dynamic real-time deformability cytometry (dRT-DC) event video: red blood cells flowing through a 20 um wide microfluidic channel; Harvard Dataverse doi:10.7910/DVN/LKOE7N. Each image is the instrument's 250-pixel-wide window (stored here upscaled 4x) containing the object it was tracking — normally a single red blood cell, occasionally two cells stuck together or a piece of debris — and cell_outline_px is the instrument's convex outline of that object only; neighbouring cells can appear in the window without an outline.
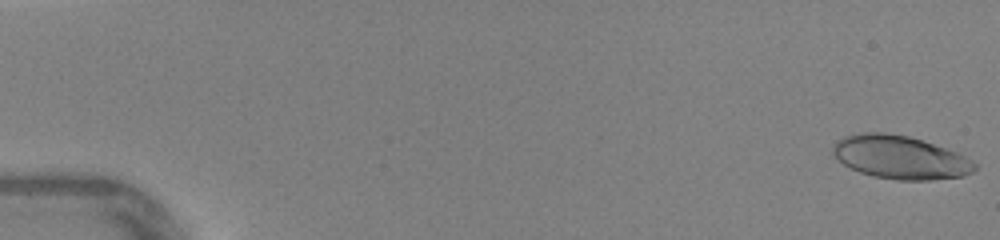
{"species": "human", "species_latin": "Homo sapiens", "temperature_condition": "warm", "stored_images_in_passage": 46, "camera_frame_rate_fps": 3000, "um_per_image_px": 0.085, "donor": {"sex": "female"}, "frame": {"image": 1, "passage_image": 1, "time_ms": 0.0, "image_size_px": [1000, 240], "cell_outline_px": [[976, 168], [972, 172], [964, 176], [928, 180], [896, 180], [872, 176], [860, 172], [844, 164], [832, 152], [832, 148], [836, 140], [844, 136], [864, 132], [884, 132], [908, 136], [956, 152], [972, 160], [976, 164]], "centroid_in_image_um": [76.5, 13.37], "position_along_channel_um": 8.5, "area_um2": 35.49}}
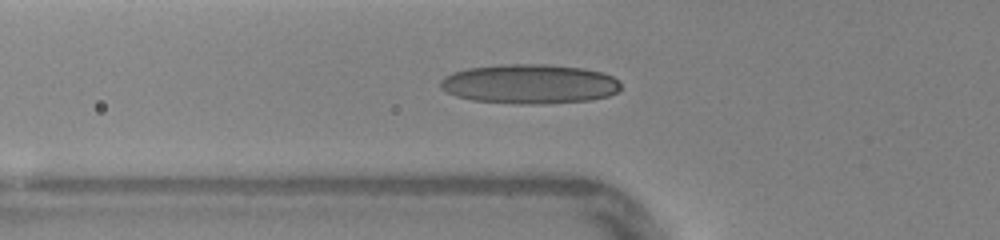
{"frame": {"image": 2, "passage_image": 17, "time_ms": 5.333, "image_size_px": [1000, 240], "cell_outline_px": [[620, 88], [616, 92], [608, 96], [588, 100], [540, 104], [520, 104], [472, 100], [456, 96], [444, 92], [440, 88], [440, 80], [444, 76], [452, 72], [468, 68], [500, 64], [544, 64], [584, 68], [600, 72], [612, 76], [620, 80]], "centroid_in_image_um": [44.97, 7.13], "position_along_channel_um": 80.8, "area_um2": 41.73}}
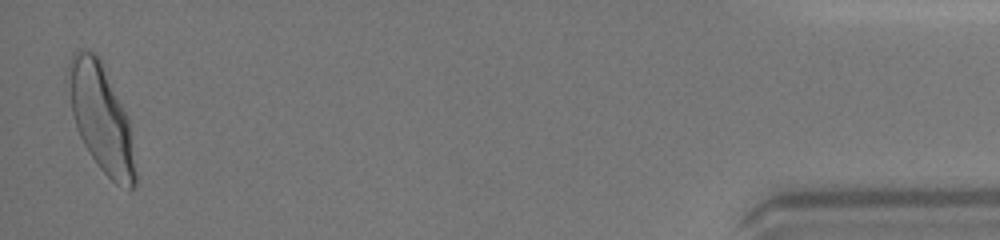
{"frame": {"image": 3, "passage_image": 46, "time_ms": 15.0, "image_size_px": [1000, 240], "cell_outline_px": [[136, 184], [132, 188], [128, 188], [116, 184], [100, 168], [84, 144], [76, 128], [64, 80], [68, 60], [76, 48], [96, 52], [100, 56], [128, 120], [136, 172]], "centroid_in_image_um": [8.52, 9.92], "position_along_channel_um": 426.7, "area_um2": 42.02}, "authors_computed_cell_mechanics": {"area_um2": 36.7897, "velocity_mm_per_s": 4.3698, "shape_relaxation_time_tau1_ms": 3.7108, "shape_relaxation_time_tau2_ms": 0.8311, "deformation_change_tau1": 0.1688, "deformation_change_tau2": 0.0741}}